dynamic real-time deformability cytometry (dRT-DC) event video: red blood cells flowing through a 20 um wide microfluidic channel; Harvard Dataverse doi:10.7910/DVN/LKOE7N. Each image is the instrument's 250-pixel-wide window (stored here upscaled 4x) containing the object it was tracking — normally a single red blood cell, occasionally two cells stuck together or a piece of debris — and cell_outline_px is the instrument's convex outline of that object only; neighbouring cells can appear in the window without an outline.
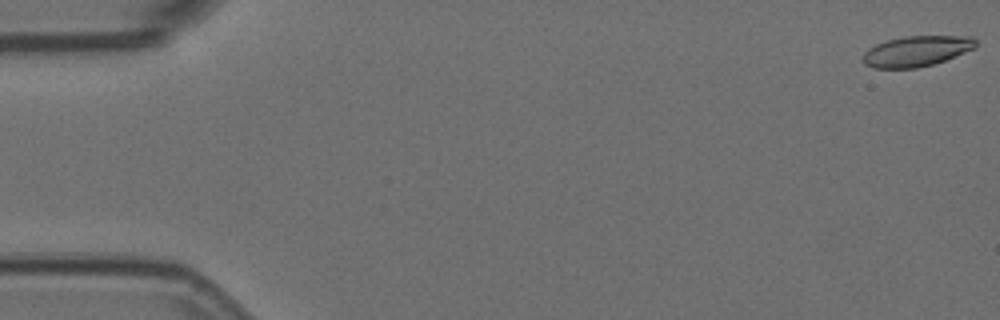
{"species": "Egyptian fruit bat (a non-hibernating species)", "species_latin": "Rousettus aegyptiacus", "temperature_condition": "room temperature", "stored_images_in_passage": 6, "camera_frame_rate_fps": 3000, "um_per_image_px": 0.085, "animal": {"sex": "female"}, "frame": {"image": 1, "passage_image": 1, "time_ms": 0.0, "image_size_px": [1000, 320], "cell_outline_px": [[976, 48], [944, 60], [932, 64], [916, 68], [876, 68], [864, 64], [864, 52], [868, 48], [876, 44], [888, 40], [904, 36], [972, 36], [976, 40]], "centroid_in_image_um": [77.92, 4.34], "position_along_channel_um": 7.1, "area_um2": 19.94}}
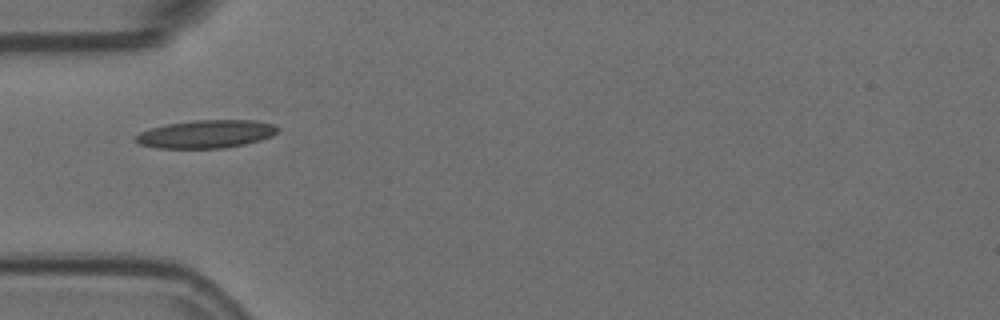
{"frame": {"image": 2, "passage_image": 5, "time_ms": 1.333, "image_size_px": [1000, 320], "cell_outline_px": [[280, 128], [272, 136], [260, 140], [244, 144], [224, 148], [156, 148], [140, 144], [132, 136], [140, 132], [152, 128], [168, 124], [196, 120], [256, 120], [276, 124]], "centroid_in_image_um": [17.55, 11.39], "position_along_channel_um": 67.5, "area_um2": 23.24}}
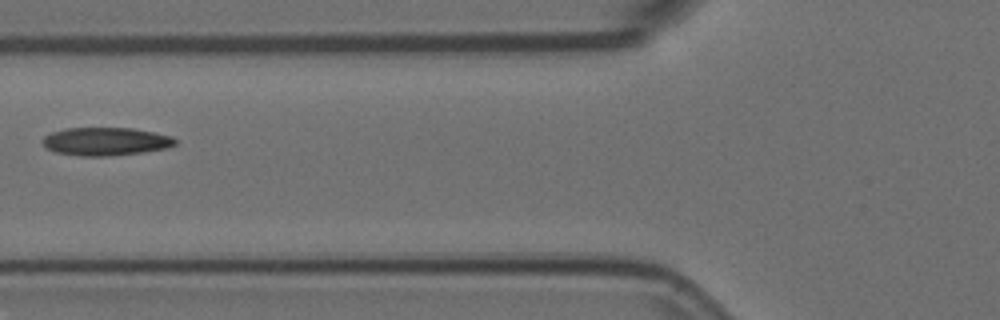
{"frame": {"image": 3, "passage_image": 6, "time_ms": 1.667, "image_size_px": [1000, 320], "cell_outline_px": [[176, 144], [168, 148], [144, 152], [108, 156], [80, 156], [56, 152], [48, 148], [40, 140], [44, 136], [52, 132], [64, 128], [132, 128], [156, 132], [172, 136], [176, 140]], "centroid_in_image_um": [9.01, 12.02], "position_along_channel_um": 116.8, "area_um2": 21.85}}